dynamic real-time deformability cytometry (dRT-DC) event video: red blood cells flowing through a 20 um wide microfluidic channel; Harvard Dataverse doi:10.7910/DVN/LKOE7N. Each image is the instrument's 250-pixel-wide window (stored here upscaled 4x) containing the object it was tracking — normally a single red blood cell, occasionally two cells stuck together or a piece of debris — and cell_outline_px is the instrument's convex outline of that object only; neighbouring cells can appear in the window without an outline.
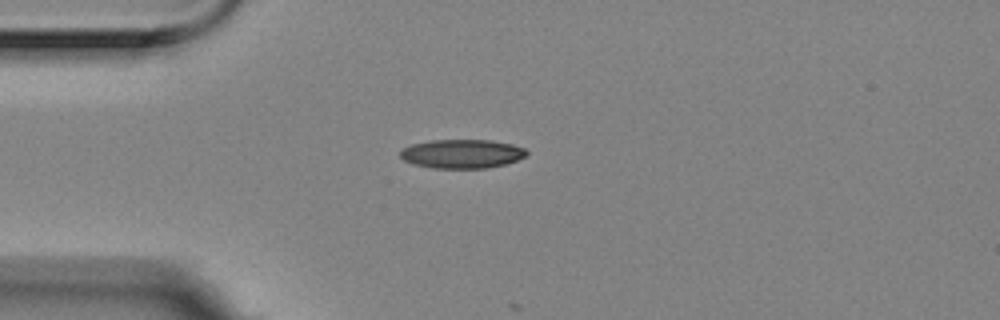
{"species": "Egyptian fruit bat (a non-hibernating species)", "species_latin": "Rousettus aegyptiacus", "temperature_condition": "room temperature", "stored_images_in_passage": 1, "camera_frame_rate_fps": 3000, "um_per_image_px": 0.085, "animal": {"sex": "female"}, "frame": {"image": 1, "passage_image": 1, "time_ms": 0.0, "image_size_px": [1000, 320], "cell_outline_px": [[528, 152], [524, 156], [516, 160], [504, 164], [488, 168], [432, 168], [412, 164], [404, 160], [400, 156], [400, 152], [404, 148], [412, 144], [432, 140], [492, 140], [512, 144], [524, 148]], "centroid_in_image_um": [39.25, 13.07], "position_along_channel_um": 45.7, "area_um2": 21.21}}